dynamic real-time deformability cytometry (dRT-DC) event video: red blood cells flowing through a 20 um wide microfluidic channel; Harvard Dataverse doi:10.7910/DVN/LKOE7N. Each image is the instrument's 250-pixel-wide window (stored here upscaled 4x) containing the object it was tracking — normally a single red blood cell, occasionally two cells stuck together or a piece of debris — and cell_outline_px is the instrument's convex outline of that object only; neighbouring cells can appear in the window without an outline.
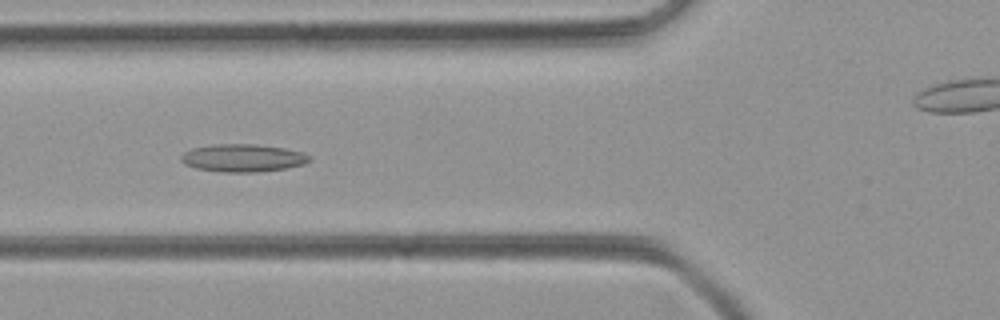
{"species": "common noctule bat (a hibernating species)", "species_latin": "Nyctalus noctula", "temperature_condition": "room temperature", "stored_images_in_passage": 36, "camera_frame_rate_fps": 3000, "um_per_image_px": 0.085, "animal": {"sex": "female", "body_mass_g": 21.9}, "frame": {"image": 1, "passage_image": 4, "time_ms": 1.0, "image_size_px": [1000, 320], "cell_outline_px": [[312, 160], [304, 164], [284, 168], [256, 172], [224, 172], [196, 168], [184, 164], [180, 160], [180, 156], [184, 152], [192, 148], [216, 144], [256, 144], [284, 148], [304, 152], [312, 156]], "centroid_in_image_um": [20.66, 13.42], "position_along_channel_um": 105.1, "area_um2": 20.81}}
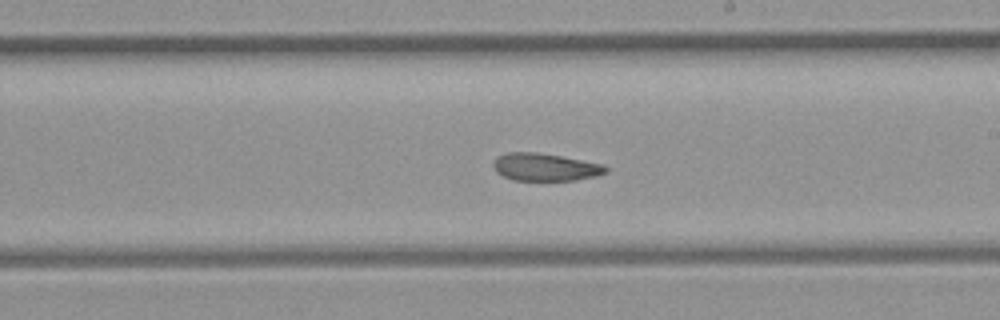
{"frame": {"image": 2, "passage_image": 14, "time_ms": 4.333, "image_size_px": [1000, 320], "cell_outline_px": [[608, 172], [596, 176], [576, 180], [512, 180], [496, 172], [492, 164], [496, 156], [508, 152], [536, 152], [560, 156], [604, 164], [608, 168]], "centroid_in_image_um": [46.33, 14.2], "position_along_channel_um": 242.7, "area_um2": 18.15}}
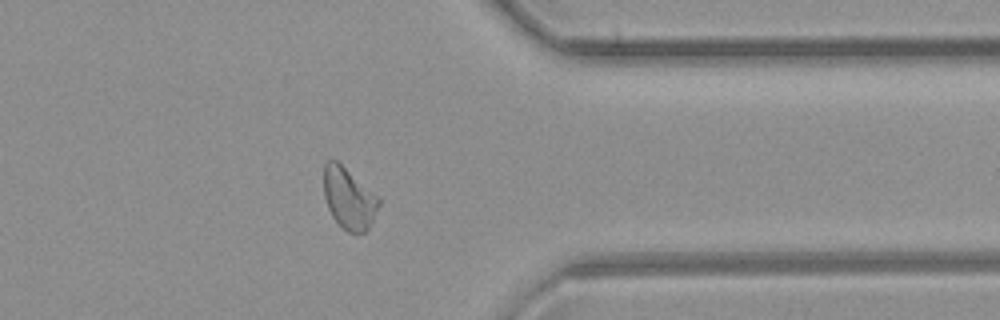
{"frame": {"image": 3, "passage_image": 25, "time_ms": 8.0, "image_size_px": [1000, 320], "cell_outline_px": [[380, 204], [368, 228], [364, 232], [348, 232], [332, 216], [328, 208], [324, 196], [324, 164], [328, 160], [336, 160], [380, 196]], "centroid_in_image_um": [29.66, 16.83], "position_along_channel_um": 381.7, "area_um2": 19.54}}